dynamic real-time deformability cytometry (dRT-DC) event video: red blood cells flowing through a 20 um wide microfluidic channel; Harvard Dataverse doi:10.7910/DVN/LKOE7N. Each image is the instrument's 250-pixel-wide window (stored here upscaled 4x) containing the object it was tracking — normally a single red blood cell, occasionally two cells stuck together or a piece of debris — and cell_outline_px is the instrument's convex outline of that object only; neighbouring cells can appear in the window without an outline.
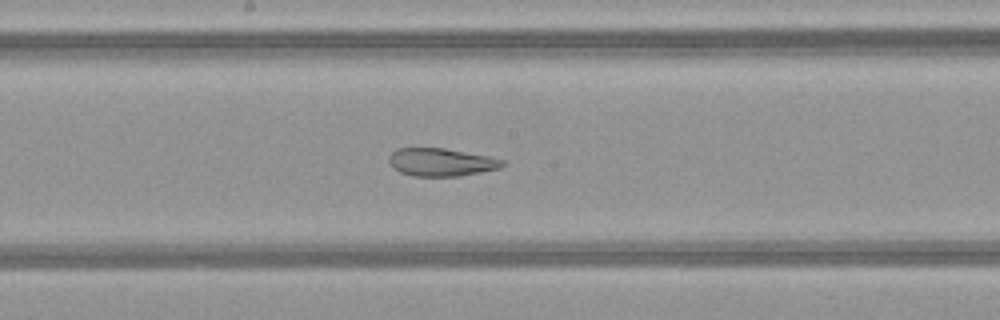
{"species": "common noctule bat (a hibernating species)", "species_latin": "Nyctalus noctula", "temperature_condition": "warm", "stored_images_in_passage": 46, "camera_frame_rate_fps": 3000, "um_per_image_px": 0.085, "animal": {"sex": "female", "body_mass_g": 21.9}, "frame": {"image": 1, "passage_image": 22, "time_ms": 7.0, "image_size_px": [1000, 320], "cell_outline_px": [[504, 164], [500, 168], [460, 176], [412, 176], [400, 172], [392, 168], [388, 160], [388, 156], [396, 148], [444, 148], [488, 156], [504, 160]], "centroid_in_image_um": [37.45, 13.78], "position_along_channel_um": 210.7, "area_um2": 18.5}}
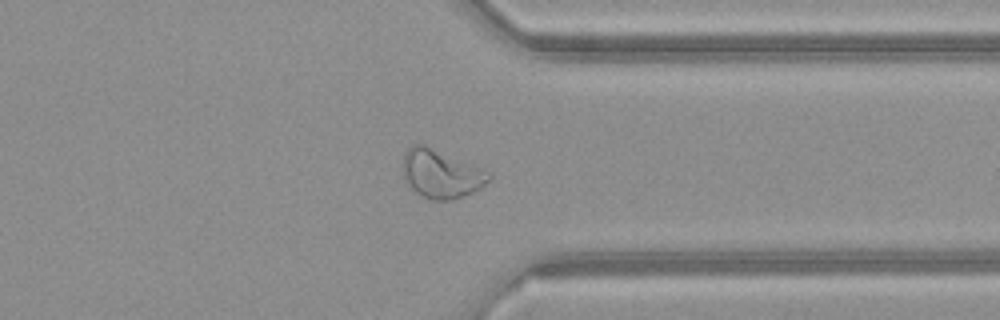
{"frame": {"image": 2, "passage_image": 34, "time_ms": 11.0, "image_size_px": [1000, 320], "cell_outline_px": [[492, 176], [480, 188], [464, 196], [452, 200], [432, 200], [416, 192], [412, 188], [404, 176], [400, 164], [404, 152], [412, 144], [424, 144], [484, 168]], "centroid_in_image_um": [37.47, 14.75], "position_along_channel_um": 373.9, "area_um2": 24.45}}
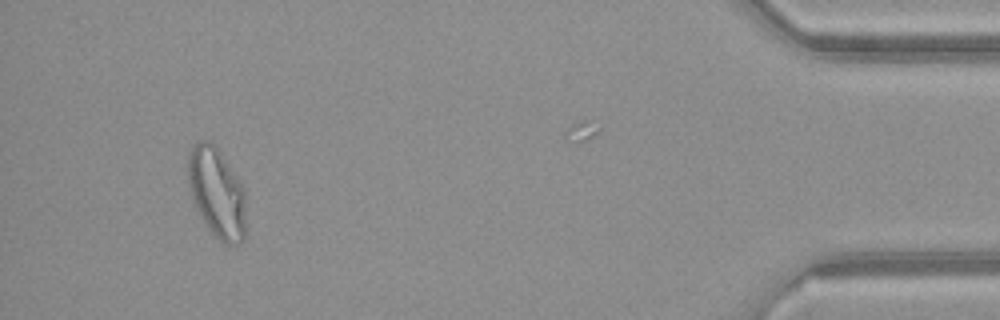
{"frame": {"image": 3, "passage_image": 42, "time_ms": 13.667, "image_size_px": [1000, 320], "cell_outline_px": [[244, 240], [240, 244], [224, 244], [208, 228], [196, 208], [192, 196], [188, 180], [188, 152], [192, 144], [200, 140], [208, 140], [220, 152], [244, 188]], "centroid_in_image_um": [18.41, 16.37], "position_along_channel_um": 416.8, "area_um2": 29.94}, "authors_computed_cell_mechanics": {"area_um2": 25.3164, "velocity_mm_per_s": 4.1313, "shape_relaxation_time_tau1_ms": null, "shape_relaxation_time_tau2_ms": 1.1301, "deformation_change_tau1": null, "deformation_change_tau2": 0.0744}}